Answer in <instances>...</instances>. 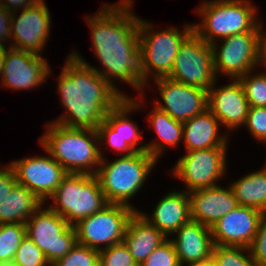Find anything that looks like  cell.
<instances>
[{
	"label": "cell",
	"instance_id": "cell-1",
	"mask_svg": "<svg viewBox=\"0 0 266 266\" xmlns=\"http://www.w3.org/2000/svg\"><path fill=\"white\" fill-rule=\"evenodd\" d=\"M133 2L119 0L111 4L103 3L92 16L86 15L84 20L91 32L92 52L101 64L100 67L90 65L78 49L70 52L77 60L94 69L123 98H129L130 95L119 90L117 81L128 84L139 95L144 94L146 86L140 71V16L133 13Z\"/></svg>",
	"mask_w": 266,
	"mask_h": 266
},
{
	"label": "cell",
	"instance_id": "cell-2",
	"mask_svg": "<svg viewBox=\"0 0 266 266\" xmlns=\"http://www.w3.org/2000/svg\"><path fill=\"white\" fill-rule=\"evenodd\" d=\"M62 116L51 122L69 128L97 130L106 114L123 98L104 78L71 53L57 77Z\"/></svg>",
	"mask_w": 266,
	"mask_h": 266
},
{
	"label": "cell",
	"instance_id": "cell-3",
	"mask_svg": "<svg viewBox=\"0 0 266 266\" xmlns=\"http://www.w3.org/2000/svg\"><path fill=\"white\" fill-rule=\"evenodd\" d=\"M39 146L43 147L67 174L96 175L101 162L97 130L69 128L46 123Z\"/></svg>",
	"mask_w": 266,
	"mask_h": 266
},
{
	"label": "cell",
	"instance_id": "cell-4",
	"mask_svg": "<svg viewBox=\"0 0 266 266\" xmlns=\"http://www.w3.org/2000/svg\"><path fill=\"white\" fill-rule=\"evenodd\" d=\"M112 161L106 157L101 158L95 175L99 179L106 201L126 205L138 211L139 208L131 204V199L141 192L149 174L159 161L147 151L122 155Z\"/></svg>",
	"mask_w": 266,
	"mask_h": 266
},
{
	"label": "cell",
	"instance_id": "cell-5",
	"mask_svg": "<svg viewBox=\"0 0 266 266\" xmlns=\"http://www.w3.org/2000/svg\"><path fill=\"white\" fill-rule=\"evenodd\" d=\"M194 10L193 31L208 44L244 32H258V8L251 0H204ZM202 17V18H201Z\"/></svg>",
	"mask_w": 266,
	"mask_h": 266
},
{
	"label": "cell",
	"instance_id": "cell-6",
	"mask_svg": "<svg viewBox=\"0 0 266 266\" xmlns=\"http://www.w3.org/2000/svg\"><path fill=\"white\" fill-rule=\"evenodd\" d=\"M138 32L140 71L146 90L151 88V80L170 75L180 45L193 32V24L156 31V26L140 16Z\"/></svg>",
	"mask_w": 266,
	"mask_h": 266
},
{
	"label": "cell",
	"instance_id": "cell-7",
	"mask_svg": "<svg viewBox=\"0 0 266 266\" xmlns=\"http://www.w3.org/2000/svg\"><path fill=\"white\" fill-rule=\"evenodd\" d=\"M50 200L47 206L73 227L108 204L99 179L91 174H67Z\"/></svg>",
	"mask_w": 266,
	"mask_h": 266
},
{
	"label": "cell",
	"instance_id": "cell-8",
	"mask_svg": "<svg viewBox=\"0 0 266 266\" xmlns=\"http://www.w3.org/2000/svg\"><path fill=\"white\" fill-rule=\"evenodd\" d=\"M146 94V91L144 94H140V101L136 97L133 98V96H130L129 98H122L106 114L105 120L97 129L101 158L106 157L105 153L102 152L103 150H105V148L106 150L110 149L112 153L115 152L116 155L121 156L130 155L134 152L146 151V143L142 142V130H139L140 128L138 127V125L133 122L132 119H130L131 114L133 115L134 112H137L139 110L142 112V110L147 108L144 105L146 104V101L144 99ZM101 145H103L104 147L101 148Z\"/></svg>",
	"mask_w": 266,
	"mask_h": 266
},
{
	"label": "cell",
	"instance_id": "cell-9",
	"mask_svg": "<svg viewBox=\"0 0 266 266\" xmlns=\"http://www.w3.org/2000/svg\"><path fill=\"white\" fill-rule=\"evenodd\" d=\"M228 146L185 152L173 166L171 177L184 183L187 193L220 185L228 173Z\"/></svg>",
	"mask_w": 266,
	"mask_h": 266
},
{
	"label": "cell",
	"instance_id": "cell-10",
	"mask_svg": "<svg viewBox=\"0 0 266 266\" xmlns=\"http://www.w3.org/2000/svg\"><path fill=\"white\" fill-rule=\"evenodd\" d=\"M42 206L26 221V235L43 251L53 264L64 257L77 244V233L64 217Z\"/></svg>",
	"mask_w": 266,
	"mask_h": 266
},
{
	"label": "cell",
	"instance_id": "cell-11",
	"mask_svg": "<svg viewBox=\"0 0 266 266\" xmlns=\"http://www.w3.org/2000/svg\"><path fill=\"white\" fill-rule=\"evenodd\" d=\"M211 47L217 79H220L219 76H226L230 80L239 79L262 65L259 32H244L225 37L215 41Z\"/></svg>",
	"mask_w": 266,
	"mask_h": 266
},
{
	"label": "cell",
	"instance_id": "cell-12",
	"mask_svg": "<svg viewBox=\"0 0 266 266\" xmlns=\"http://www.w3.org/2000/svg\"><path fill=\"white\" fill-rule=\"evenodd\" d=\"M134 212L126 205L108 203L74 226L77 243L100 251L123 242L127 222Z\"/></svg>",
	"mask_w": 266,
	"mask_h": 266
},
{
	"label": "cell",
	"instance_id": "cell-13",
	"mask_svg": "<svg viewBox=\"0 0 266 266\" xmlns=\"http://www.w3.org/2000/svg\"><path fill=\"white\" fill-rule=\"evenodd\" d=\"M168 78L208 91L218 81L211 44L193 31L180 45Z\"/></svg>",
	"mask_w": 266,
	"mask_h": 266
},
{
	"label": "cell",
	"instance_id": "cell-14",
	"mask_svg": "<svg viewBox=\"0 0 266 266\" xmlns=\"http://www.w3.org/2000/svg\"><path fill=\"white\" fill-rule=\"evenodd\" d=\"M51 70L43 55L6 47L0 85L12 91H31L48 81Z\"/></svg>",
	"mask_w": 266,
	"mask_h": 266
},
{
	"label": "cell",
	"instance_id": "cell-15",
	"mask_svg": "<svg viewBox=\"0 0 266 266\" xmlns=\"http://www.w3.org/2000/svg\"><path fill=\"white\" fill-rule=\"evenodd\" d=\"M18 13H12L11 17L10 47L41 55L52 33L51 14L45 0Z\"/></svg>",
	"mask_w": 266,
	"mask_h": 266
},
{
	"label": "cell",
	"instance_id": "cell-16",
	"mask_svg": "<svg viewBox=\"0 0 266 266\" xmlns=\"http://www.w3.org/2000/svg\"><path fill=\"white\" fill-rule=\"evenodd\" d=\"M153 81L155 91L159 90L160 99H153L155 102L151 104L168 113L174 120L184 122L208 109L207 90L168 77L156 78Z\"/></svg>",
	"mask_w": 266,
	"mask_h": 266
},
{
	"label": "cell",
	"instance_id": "cell-17",
	"mask_svg": "<svg viewBox=\"0 0 266 266\" xmlns=\"http://www.w3.org/2000/svg\"><path fill=\"white\" fill-rule=\"evenodd\" d=\"M42 149L47 154L15 159L9 164L15 171L17 183L33 192L44 204L67 173L43 147Z\"/></svg>",
	"mask_w": 266,
	"mask_h": 266
},
{
	"label": "cell",
	"instance_id": "cell-18",
	"mask_svg": "<svg viewBox=\"0 0 266 266\" xmlns=\"http://www.w3.org/2000/svg\"><path fill=\"white\" fill-rule=\"evenodd\" d=\"M217 81L208 89V109L220 121L227 134L243 129L249 111V103L243 85L238 79L219 87Z\"/></svg>",
	"mask_w": 266,
	"mask_h": 266
},
{
	"label": "cell",
	"instance_id": "cell-19",
	"mask_svg": "<svg viewBox=\"0 0 266 266\" xmlns=\"http://www.w3.org/2000/svg\"><path fill=\"white\" fill-rule=\"evenodd\" d=\"M263 215L259 209L239 205L210 227L214 245L249 248Z\"/></svg>",
	"mask_w": 266,
	"mask_h": 266
},
{
	"label": "cell",
	"instance_id": "cell-20",
	"mask_svg": "<svg viewBox=\"0 0 266 266\" xmlns=\"http://www.w3.org/2000/svg\"><path fill=\"white\" fill-rule=\"evenodd\" d=\"M227 186L217 185L189 192L191 220L212 227L220 218L238 207L232 188Z\"/></svg>",
	"mask_w": 266,
	"mask_h": 266
},
{
	"label": "cell",
	"instance_id": "cell-21",
	"mask_svg": "<svg viewBox=\"0 0 266 266\" xmlns=\"http://www.w3.org/2000/svg\"><path fill=\"white\" fill-rule=\"evenodd\" d=\"M160 199L154 209L152 208V213L143 212L141 208L138 212L167 238H170L183 224L191 220L190 197L186 191L175 189Z\"/></svg>",
	"mask_w": 266,
	"mask_h": 266
},
{
	"label": "cell",
	"instance_id": "cell-22",
	"mask_svg": "<svg viewBox=\"0 0 266 266\" xmlns=\"http://www.w3.org/2000/svg\"><path fill=\"white\" fill-rule=\"evenodd\" d=\"M169 239L175 247L181 266L212 257L214 242L211 228L197 221L190 220L183 224Z\"/></svg>",
	"mask_w": 266,
	"mask_h": 266
},
{
	"label": "cell",
	"instance_id": "cell-23",
	"mask_svg": "<svg viewBox=\"0 0 266 266\" xmlns=\"http://www.w3.org/2000/svg\"><path fill=\"white\" fill-rule=\"evenodd\" d=\"M220 126V121L209 109L184 121L182 142L185 152L230 145L231 135L226 132L220 134Z\"/></svg>",
	"mask_w": 266,
	"mask_h": 266
},
{
	"label": "cell",
	"instance_id": "cell-24",
	"mask_svg": "<svg viewBox=\"0 0 266 266\" xmlns=\"http://www.w3.org/2000/svg\"><path fill=\"white\" fill-rule=\"evenodd\" d=\"M167 239L160 230L135 211L127 222L123 242L136 264H142Z\"/></svg>",
	"mask_w": 266,
	"mask_h": 266
},
{
	"label": "cell",
	"instance_id": "cell-25",
	"mask_svg": "<svg viewBox=\"0 0 266 266\" xmlns=\"http://www.w3.org/2000/svg\"><path fill=\"white\" fill-rule=\"evenodd\" d=\"M151 107L146 120L149 121L147 125L154 130L157 137L155 140L146 142V151L160 161V157L169 150V147L173 149L177 146L178 149V145L182 144L183 122L174 120L156 106L151 105Z\"/></svg>",
	"mask_w": 266,
	"mask_h": 266
},
{
	"label": "cell",
	"instance_id": "cell-26",
	"mask_svg": "<svg viewBox=\"0 0 266 266\" xmlns=\"http://www.w3.org/2000/svg\"><path fill=\"white\" fill-rule=\"evenodd\" d=\"M42 204L33 192L16 183L10 193L0 202V224H25Z\"/></svg>",
	"mask_w": 266,
	"mask_h": 266
},
{
	"label": "cell",
	"instance_id": "cell-27",
	"mask_svg": "<svg viewBox=\"0 0 266 266\" xmlns=\"http://www.w3.org/2000/svg\"><path fill=\"white\" fill-rule=\"evenodd\" d=\"M238 205L259 209L266 214V165L229 183Z\"/></svg>",
	"mask_w": 266,
	"mask_h": 266
},
{
	"label": "cell",
	"instance_id": "cell-28",
	"mask_svg": "<svg viewBox=\"0 0 266 266\" xmlns=\"http://www.w3.org/2000/svg\"><path fill=\"white\" fill-rule=\"evenodd\" d=\"M259 68L238 79L243 85L250 107H266V70L263 68L261 71V66Z\"/></svg>",
	"mask_w": 266,
	"mask_h": 266
},
{
	"label": "cell",
	"instance_id": "cell-29",
	"mask_svg": "<svg viewBox=\"0 0 266 266\" xmlns=\"http://www.w3.org/2000/svg\"><path fill=\"white\" fill-rule=\"evenodd\" d=\"M25 236V224H0V261L12 262L13 257Z\"/></svg>",
	"mask_w": 266,
	"mask_h": 266
},
{
	"label": "cell",
	"instance_id": "cell-30",
	"mask_svg": "<svg viewBox=\"0 0 266 266\" xmlns=\"http://www.w3.org/2000/svg\"><path fill=\"white\" fill-rule=\"evenodd\" d=\"M212 257L218 266H254L247 247L214 245Z\"/></svg>",
	"mask_w": 266,
	"mask_h": 266
},
{
	"label": "cell",
	"instance_id": "cell-31",
	"mask_svg": "<svg viewBox=\"0 0 266 266\" xmlns=\"http://www.w3.org/2000/svg\"><path fill=\"white\" fill-rule=\"evenodd\" d=\"M51 266H100L99 251L77 243Z\"/></svg>",
	"mask_w": 266,
	"mask_h": 266
},
{
	"label": "cell",
	"instance_id": "cell-32",
	"mask_svg": "<svg viewBox=\"0 0 266 266\" xmlns=\"http://www.w3.org/2000/svg\"><path fill=\"white\" fill-rule=\"evenodd\" d=\"M12 263L17 266H51L43 251L27 235L19 245Z\"/></svg>",
	"mask_w": 266,
	"mask_h": 266
},
{
	"label": "cell",
	"instance_id": "cell-33",
	"mask_svg": "<svg viewBox=\"0 0 266 266\" xmlns=\"http://www.w3.org/2000/svg\"><path fill=\"white\" fill-rule=\"evenodd\" d=\"M100 266L137 265L124 242L117 243L99 251Z\"/></svg>",
	"mask_w": 266,
	"mask_h": 266
},
{
	"label": "cell",
	"instance_id": "cell-34",
	"mask_svg": "<svg viewBox=\"0 0 266 266\" xmlns=\"http://www.w3.org/2000/svg\"><path fill=\"white\" fill-rule=\"evenodd\" d=\"M141 266H181V264L175 247L168 238L147 257Z\"/></svg>",
	"mask_w": 266,
	"mask_h": 266
},
{
	"label": "cell",
	"instance_id": "cell-35",
	"mask_svg": "<svg viewBox=\"0 0 266 266\" xmlns=\"http://www.w3.org/2000/svg\"><path fill=\"white\" fill-rule=\"evenodd\" d=\"M243 127L258 143H266V107H250Z\"/></svg>",
	"mask_w": 266,
	"mask_h": 266
},
{
	"label": "cell",
	"instance_id": "cell-36",
	"mask_svg": "<svg viewBox=\"0 0 266 266\" xmlns=\"http://www.w3.org/2000/svg\"><path fill=\"white\" fill-rule=\"evenodd\" d=\"M249 250L256 264L266 265V214L260 220L258 231Z\"/></svg>",
	"mask_w": 266,
	"mask_h": 266
},
{
	"label": "cell",
	"instance_id": "cell-37",
	"mask_svg": "<svg viewBox=\"0 0 266 266\" xmlns=\"http://www.w3.org/2000/svg\"><path fill=\"white\" fill-rule=\"evenodd\" d=\"M1 164L2 163H0V202L10 193L17 183V177L12 166L8 163L3 167Z\"/></svg>",
	"mask_w": 266,
	"mask_h": 266
},
{
	"label": "cell",
	"instance_id": "cell-38",
	"mask_svg": "<svg viewBox=\"0 0 266 266\" xmlns=\"http://www.w3.org/2000/svg\"><path fill=\"white\" fill-rule=\"evenodd\" d=\"M11 17L12 14L0 5V46L4 48L10 47Z\"/></svg>",
	"mask_w": 266,
	"mask_h": 266
},
{
	"label": "cell",
	"instance_id": "cell-39",
	"mask_svg": "<svg viewBox=\"0 0 266 266\" xmlns=\"http://www.w3.org/2000/svg\"><path fill=\"white\" fill-rule=\"evenodd\" d=\"M37 1L39 0H0V5L12 14L34 5Z\"/></svg>",
	"mask_w": 266,
	"mask_h": 266
},
{
	"label": "cell",
	"instance_id": "cell-40",
	"mask_svg": "<svg viewBox=\"0 0 266 266\" xmlns=\"http://www.w3.org/2000/svg\"><path fill=\"white\" fill-rule=\"evenodd\" d=\"M258 32H259V53L260 59L263 63L266 60V29L264 30L263 21L259 19Z\"/></svg>",
	"mask_w": 266,
	"mask_h": 266
},
{
	"label": "cell",
	"instance_id": "cell-41",
	"mask_svg": "<svg viewBox=\"0 0 266 266\" xmlns=\"http://www.w3.org/2000/svg\"><path fill=\"white\" fill-rule=\"evenodd\" d=\"M186 266H218L216 261L213 259V257L205 260V261H200L197 263H191Z\"/></svg>",
	"mask_w": 266,
	"mask_h": 266
},
{
	"label": "cell",
	"instance_id": "cell-42",
	"mask_svg": "<svg viewBox=\"0 0 266 266\" xmlns=\"http://www.w3.org/2000/svg\"><path fill=\"white\" fill-rule=\"evenodd\" d=\"M4 47L0 46V77L3 72V63H4Z\"/></svg>",
	"mask_w": 266,
	"mask_h": 266
},
{
	"label": "cell",
	"instance_id": "cell-43",
	"mask_svg": "<svg viewBox=\"0 0 266 266\" xmlns=\"http://www.w3.org/2000/svg\"><path fill=\"white\" fill-rule=\"evenodd\" d=\"M0 266H17V265H14L12 262L0 261Z\"/></svg>",
	"mask_w": 266,
	"mask_h": 266
},
{
	"label": "cell",
	"instance_id": "cell-44",
	"mask_svg": "<svg viewBox=\"0 0 266 266\" xmlns=\"http://www.w3.org/2000/svg\"><path fill=\"white\" fill-rule=\"evenodd\" d=\"M261 67L266 70V60L262 63Z\"/></svg>",
	"mask_w": 266,
	"mask_h": 266
},
{
	"label": "cell",
	"instance_id": "cell-45",
	"mask_svg": "<svg viewBox=\"0 0 266 266\" xmlns=\"http://www.w3.org/2000/svg\"><path fill=\"white\" fill-rule=\"evenodd\" d=\"M254 266H266V265H260V264H256V263H255V265H254Z\"/></svg>",
	"mask_w": 266,
	"mask_h": 266
}]
</instances>
